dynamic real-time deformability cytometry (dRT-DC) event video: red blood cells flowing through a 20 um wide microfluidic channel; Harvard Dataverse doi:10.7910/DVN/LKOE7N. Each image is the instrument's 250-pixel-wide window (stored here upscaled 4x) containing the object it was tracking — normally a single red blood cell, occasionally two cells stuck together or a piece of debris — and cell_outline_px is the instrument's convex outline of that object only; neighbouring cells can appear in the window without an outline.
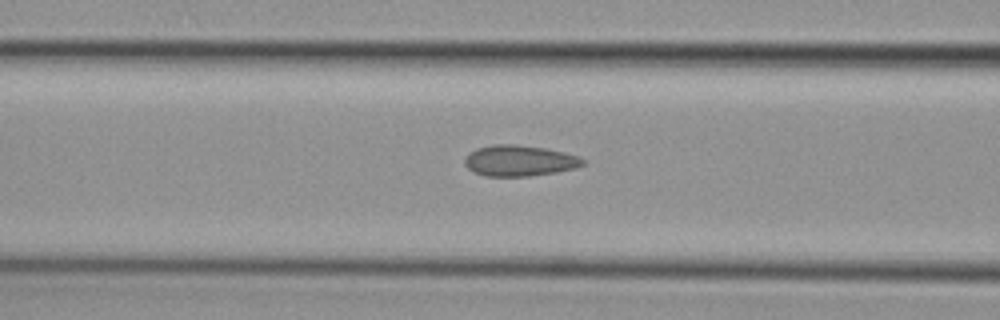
{"species": "common noctule bat (a hibernating species)", "species_latin": "Nyctalus noctula", "temperature_condition": "cold", "stored_images_in_passage": 38, "camera_frame_rate_fps": 3000, "um_per_image_px": 0.085, "animal": {"sex": "female", "body_mass_g": 29.2, "forearm_length_mm": 56.3}, "frame": {"image": 1, "passage_image": 17, "time_ms": 5.333, "image_size_px": [1000, 320], "cell_outline_px": [[588, 160], [584, 164], [576, 168], [556, 172], [528, 176], [488, 176], [476, 172], [468, 168], [464, 164], [464, 160], [476, 148], [492, 144], [516, 144], [544, 148], [564, 152], [580, 156]], "centroid_in_image_um": [44.21, 13.65], "position_along_channel_um": 122.4, "area_um2": 21.27}}
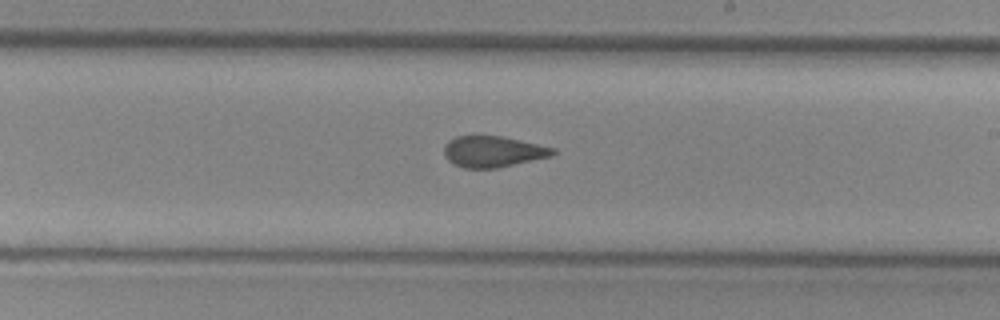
{"frame": {"image": 2, "passage_image": 27, "time_ms": 8.667, "image_size_px": [1000, 320], "cell_outline_px": [[556, 152], [552, 156], [496, 168], [464, 168], [448, 160], [444, 156], [444, 144], [448, 140], [456, 136], [500, 136], [556, 148]], "centroid_in_image_um": [41.89, 12.88], "position_along_channel_um": 247.1, "area_um2": 19.59}}
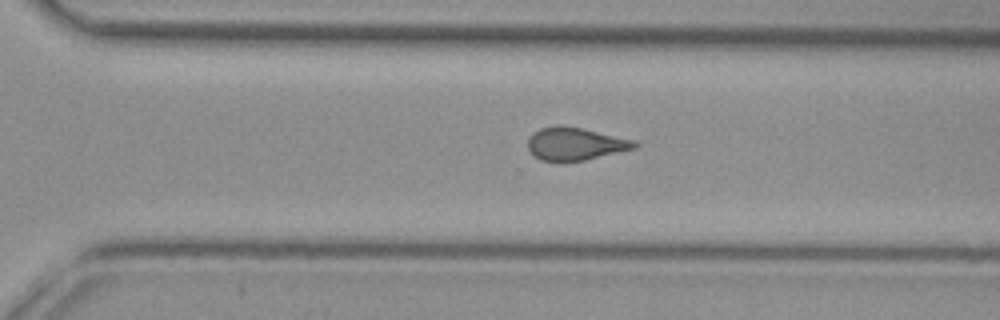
{"frame": {"image": 3, "passage_image": 33, "time_ms": 10.667, "image_size_px": [1000, 320], "cell_outline_px": [[640, 144], [632, 148], [584, 160], [560, 164], [556, 164], [540, 160], [528, 148], [528, 136], [532, 132], [540, 128], [556, 124], [564, 124], [584, 128], [632, 140]], "centroid_in_image_um": [48.78, 12.23], "position_along_channel_um": 321.8, "area_um2": 20.75}}